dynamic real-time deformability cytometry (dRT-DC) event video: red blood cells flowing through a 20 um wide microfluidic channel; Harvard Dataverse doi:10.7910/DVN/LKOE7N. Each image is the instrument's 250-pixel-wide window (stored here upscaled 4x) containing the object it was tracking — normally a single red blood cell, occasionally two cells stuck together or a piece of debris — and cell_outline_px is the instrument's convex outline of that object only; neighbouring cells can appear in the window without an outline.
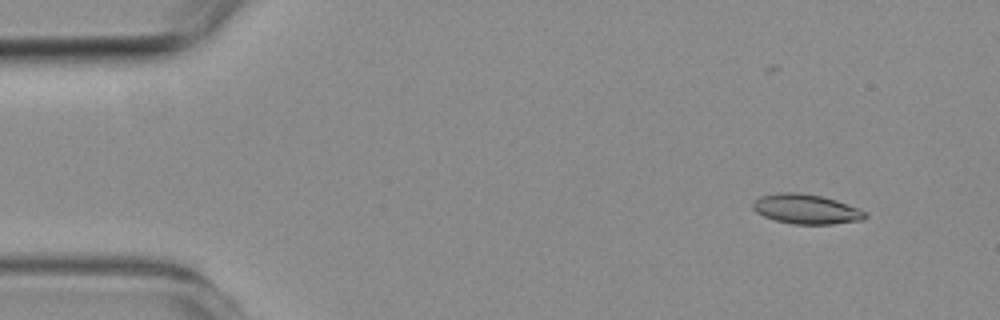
{"species": "common noctule bat (a hibernating species)", "species_latin": "Nyctalus noctula", "temperature_condition": "room temperature", "stored_images_in_passage": 6, "camera_frame_rate_fps": 3000, "um_per_image_px": 0.085, "animal": {"sex": "female", "body_mass_g": 19.3, "forearm_length_mm": 54.1}, "frame": {"image": 1, "passage_image": 2, "time_ms": 1.0, "image_size_px": [1000, 320], "cell_outline_px": [[868, 216], [864, 220], [832, 224], [792, 224], [776, 220], [764, 216], [756, 212], [752, 208], [752, 204], [760, 196], [780, 192], [792, 192], [820, 196], [836, 200], [856, 208], [864, 212]], "centroid_in_image_um": [68.5, 17.78], "position_along_channel_um": 16.5, "area_um2": 19.19}}
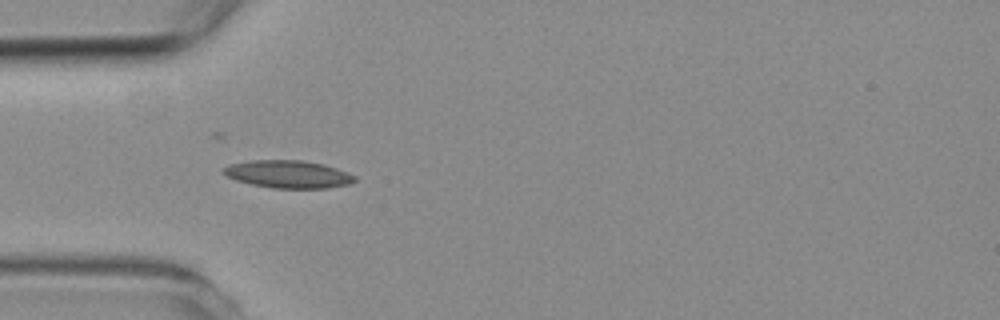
{"frame": {"image": 2, "passage_image": 5, "time_ms": 4.667, "image_size_px": [1000, 320], "cell_outline_px": [[356, 180], [348, 184], [328, 188], [272, 188], [252, 184], [236, 180], [220, 172], [228, 164], [252, 160], [304, 160], [324, 164], [336, 168], [356, 176]], "centroid_in_image_um": [24.48, 14.8], "position_along_channel_um": 60.5, "area_um2": 21.15}}
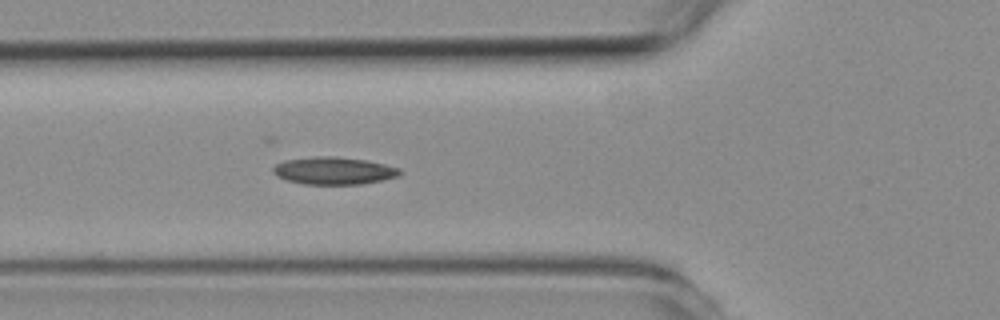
{"frame": {"image": 3, "passage_image": 6, "time_ms": 5.667, "image_size_px": [1000, 320], "cell_outline_px": [[404, 172], [400, 176], [360, 184], [304, 184], [288, 180], [276, 176], [272, 172], [272, 168], [276, 164], [284, 160], [316, 156], [332, 156], [364, 160], [384, 164], [400, 168]], "centroid_in_image_um": [28.37, 14.51], "position_along_channel_um": 97.4, "area_um2": 20.23}}